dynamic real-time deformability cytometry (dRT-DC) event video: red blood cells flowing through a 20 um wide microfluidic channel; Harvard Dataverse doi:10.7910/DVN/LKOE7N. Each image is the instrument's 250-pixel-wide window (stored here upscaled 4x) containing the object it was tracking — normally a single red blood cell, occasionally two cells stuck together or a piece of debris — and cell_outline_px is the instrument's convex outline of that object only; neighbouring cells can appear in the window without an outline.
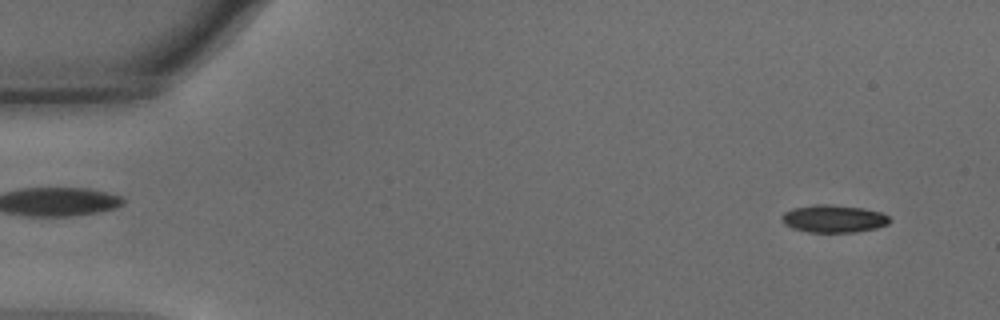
{"species": "common noctule bat (a hibernating species)", "species_latin": "Nyctalus noctula", "temperature_condition": "warm", "stored_images_in_passage": 53, "camera_frame_rate_fps": 3000, "um_per_image_px": 0.085, "animal": {"sex": "male", "body_mass_g": 15.6}, "frame": {"image": 1, "passage_image": 3, "time_ms": 0.667, "image_size_px": [1000, 320], "cell_outline_px": [[892, 220], [888, 224], [876, 228], [856, 232], [808, 232], [792, 228], [784, 224], [780, 220], [780, 216], [784, 212], [792, 208], [812, 204], [832, 204], [864, 208], [880, 212], [888, 216]], "centroid_in_image_um": [70.83, 18.58], "position_along_channel_um": 14.2, "area_um2": 17.63}}
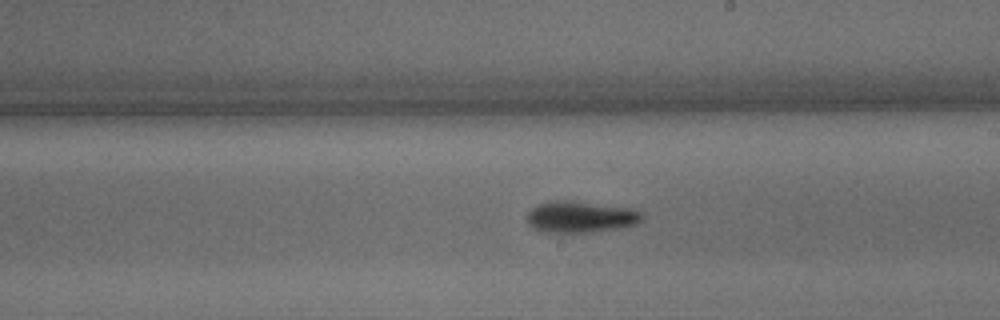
{"frame": {"image": 2, "passage_image": 30, "time_ms": 9.667, "image_size_px": [1000, 320], "cell_outline_px": [[644, 216], [636, 224], [620, 228], [592, 232], [544, 232], [532, 228], [528, 224], [524, 216], [532, 208], [540, 204], [556, 200], [564, 200], [632, 208], [644, 212]], "centroid_in_image_um": [49.34, 18.44], "position_along_channel_um": 239.7, "area_um2": 21.15}}
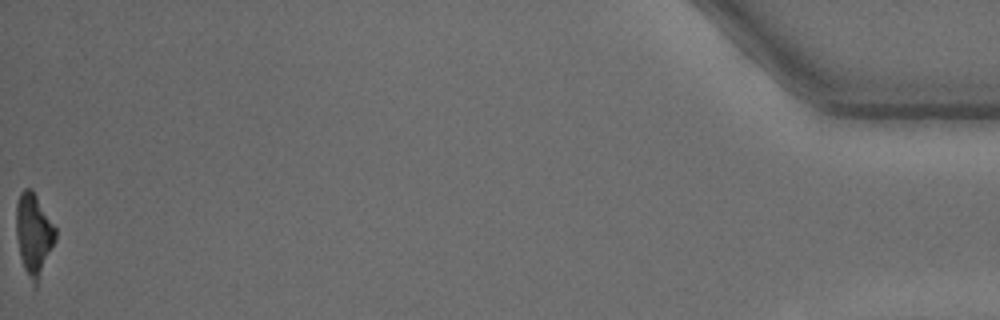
{"frame": {"image": 3, "passage_image": 53, "time_ms": 17.333, "image_size_px": [1000, 320], "cell_outline_px": [[56, 240], [36, 292], [32, 288], [24, 268], [20, 256], [16, 236], [16, 204], [20, 192], [24, 188], [32, 188], [56, 228]], "centroid_in_image_um": [2.88, 20.01], "position_along_channel_um": 432.3, "area_um2": 19.42}, "authors_computed_cell_mechanics": {"area_um2": 19.1318, "velocity_mm_per_s": 3.7825, "shape_relaxation_time_tau1_ms": 2.6935, "shape_relaxation_time_tau2_ms": 8.1124, "deformation_change_tau1": 0.1858, "deformation_change_tau2": 0.1793}}